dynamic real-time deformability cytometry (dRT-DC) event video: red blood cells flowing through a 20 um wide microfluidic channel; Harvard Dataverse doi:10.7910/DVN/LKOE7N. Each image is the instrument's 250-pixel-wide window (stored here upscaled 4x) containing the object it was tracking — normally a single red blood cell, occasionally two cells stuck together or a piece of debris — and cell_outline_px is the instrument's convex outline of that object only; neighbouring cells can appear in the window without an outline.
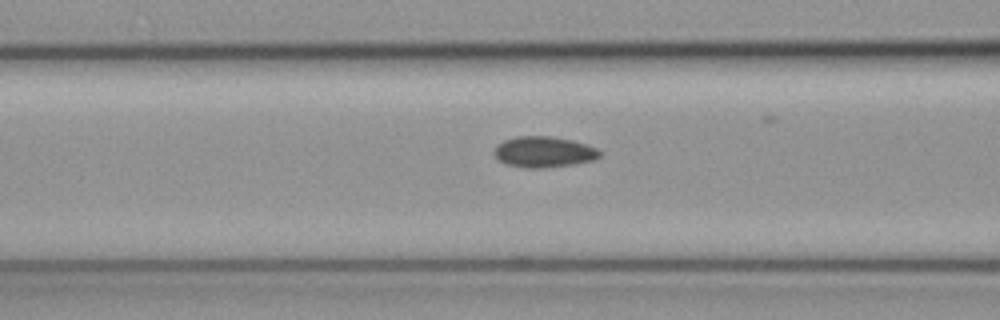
{"species": "common noctule bat (a hibernating species)", "species_latin": "Nyctalus noctula", "temperature_condition": "cold", "stored_images_in_passage": 14, "camera_frame_rate_fps": 3000, "um_per_image_px": 0.085, "animal": {"sex": "female", "body_mass_g": 19.3, "forearm_length_mm": 54.1}, "frame": {"image": 1, "passage_image": 5, "time_ms": 1.333, "image_size_px": [1000, 320], "cell_outline_px": [[604, 152], [600, 156], [592, 160], [572, 164], [540, 168], [528, 168], [508, 164], [500, 160], [492, 152], [496, 144], [504, 140], [516, 136], [552, 136], [572, 140], [588, 144]], "centroid_in_image_um": [46.23, 12.89], "position_along_channel_um": 120.4, "area_um2": 19.02}}
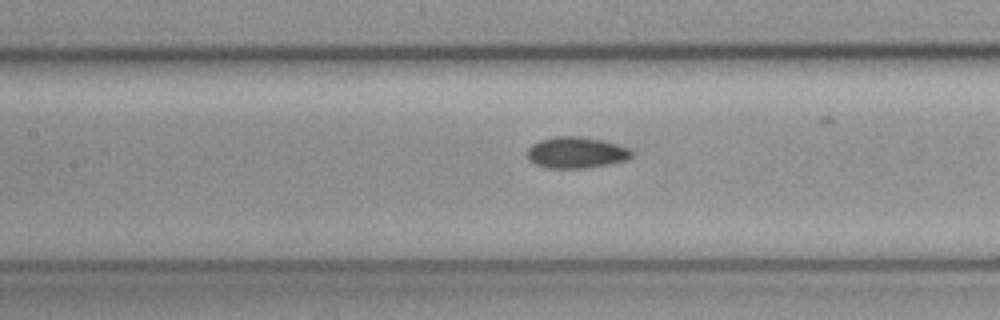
{"frame": {"image": 2, "passage_image": 8, "time_ms": 2.333, "image_size_px": [1000, 320], "cell_outline_px": [[632, 156], [628, 160], [608, 164], [584, 168], [548, 168], [536, 164], [528, 160], [528, 148], [532, 144], [540, 140], [556, 136], [580, 136], [604, 140], [628, 148], [632, 152]], "centroid_in_image_um": [48.98, 12.96], "position_along_channel_um": 158.4, "area_um2": 19.02}}